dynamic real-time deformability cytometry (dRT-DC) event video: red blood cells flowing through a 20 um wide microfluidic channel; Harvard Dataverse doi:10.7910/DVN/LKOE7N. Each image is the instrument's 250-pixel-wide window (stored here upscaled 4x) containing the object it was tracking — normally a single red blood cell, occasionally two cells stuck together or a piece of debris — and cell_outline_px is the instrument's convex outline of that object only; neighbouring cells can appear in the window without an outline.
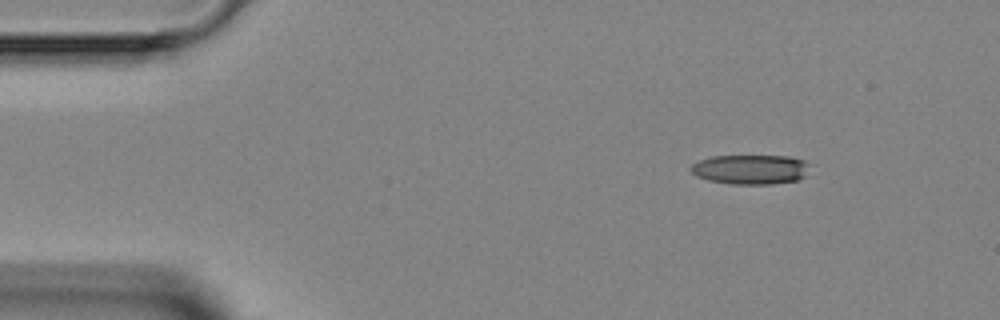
{"species": "Egyptian fruit bat (a non-hibernating species)", "species_latin": "Rousettus aegyptiacus", "temperature_condition": "room temperature", "stored_images_in_passage": 3, "camera_frame_rate_fps": 3000, "um_per_image_px": 0.085, "animal": {"sex": "female"}, "frame": {"image": 1, "passage_image": 1, "time_ms": 0.0, "image_size_px": [1000, 320], "cell_outline_px": [[804, 176], [796, 180], [772, 184], [728, 184], [708, 180], [696, 176], [688, 168], [692, 164], [700, 160], [712, 156], [788, 156], [804, 160]], "centroid_in_image_um": [63.68, 14.4], "position_along_channel_um": 21.3, "area_um2": 20.23}}